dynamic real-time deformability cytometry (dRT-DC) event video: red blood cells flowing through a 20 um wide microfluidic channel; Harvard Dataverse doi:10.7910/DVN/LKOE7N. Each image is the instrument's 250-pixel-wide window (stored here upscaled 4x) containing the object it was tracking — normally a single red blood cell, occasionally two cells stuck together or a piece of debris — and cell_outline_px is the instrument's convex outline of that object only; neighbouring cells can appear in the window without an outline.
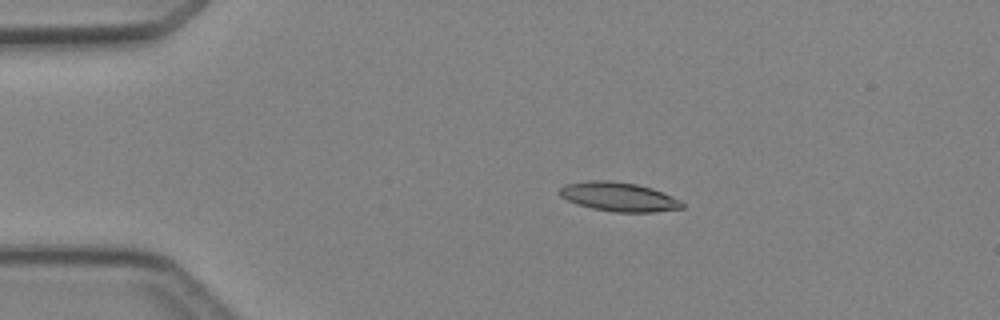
{"species": "Egyptian fruit bat (a non-hibernating species)", "species_latin": "Rousettus aegyptiacus", "temperature_condition": "cold", "stored_images_in_passage": 4, "camera_frame_rate_fps": 3000, "um_per_image_px": 0.085, "animal": {"sex": "female"}, "frame": {"image": 1, "passage_image": 3, "time_ms": 2.333, "image_size_px": [1000, 320], "cell_outline_px": [[684, 208], [652, 212], [612, 212], [592, 208], [568, 200], [560, 196], [556, 192], [564, 184], [588, 180], [612, 180], [636, 184], [652, 188], [680, 200], [684, 204]], "centroid_in_image_um": [52.56, 16.72], "position_along_channel_um": 32.4, "area_um2": 20.81}}